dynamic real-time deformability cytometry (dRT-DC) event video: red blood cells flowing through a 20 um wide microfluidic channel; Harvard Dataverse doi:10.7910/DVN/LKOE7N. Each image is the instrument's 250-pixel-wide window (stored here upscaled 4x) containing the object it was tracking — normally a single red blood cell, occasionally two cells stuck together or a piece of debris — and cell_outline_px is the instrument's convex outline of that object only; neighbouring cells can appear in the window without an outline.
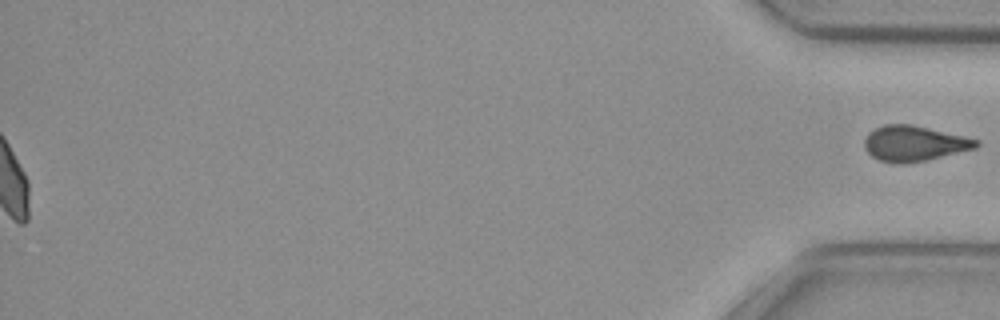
{"species": "common noctule bat (a hibernating species)", "species_latin": "Nyctalus noctula", "temperature_condition": "cold", "stored_images_in_passage": 58, "segment_of_instrument_passage": [2, 2], "camera_frame_rate_fps": 3000, "um_per_image_px": 0.085, "animal": {"sex": "female", "body_mass_g": 29.2, "forearm_length_mm": 56.3}, "frame": {"image": 1, "passage_image": 58, "time_ms": 19.0, "image_size_px": [1000, 320], "cell_outline_px": [[980, 144], [976, 148], [924, 160], [900, 164], [896, 164], [880, 160], [872, 156], [864, 148], [864, 140], [868, 132], [884, 124], [912, 124], [964, 136], [980, 140]], "centroid_in_image_um": [77.69, 12.18], "position_along_channel_um": 357.5, "area_um2": 22.95}}